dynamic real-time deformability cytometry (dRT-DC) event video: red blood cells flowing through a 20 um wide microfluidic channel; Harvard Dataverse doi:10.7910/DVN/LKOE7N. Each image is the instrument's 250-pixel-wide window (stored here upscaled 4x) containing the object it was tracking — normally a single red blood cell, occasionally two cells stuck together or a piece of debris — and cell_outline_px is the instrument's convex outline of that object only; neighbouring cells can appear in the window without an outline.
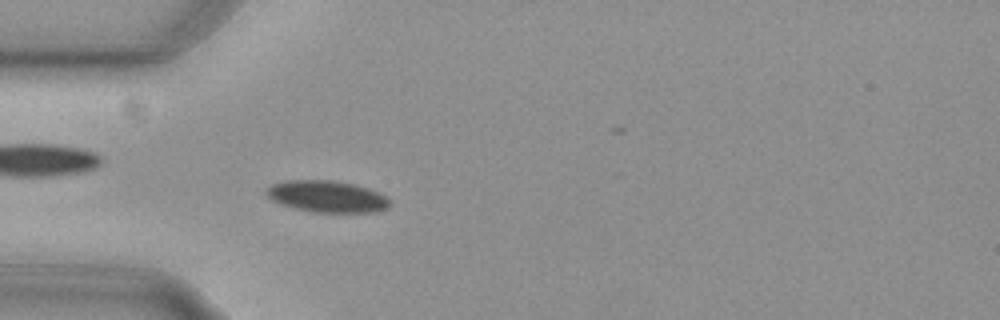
{"species": "common noctule bat (a hibernating species)", "species_latin": "Nyctalus noctula", "temperature_condition": "cold", "stored_images_in_passage": 46, "camera_frame_rate_fps": 3000, "um_per_image_px": 0.085, "animal": {"sex": "female", "body_mass_g": 29.2, "forearm_length_mm": 56.3}, "frame": {"image": 1, "passage_image": 6, "time_ms": 1.667, "image_size_px": [1000, 320], "cell_outline_px": [[392, 204], [388, 208], [376, 212], [312, 212], [280, 204], [272, 200], [264, 192], [272, 184], [284, 180], [336, 180], [368, 188], [392, 200]], "centroid_in_image_um": [27.8, 16.7], "position_along_channel_um": 57.2, "area_um2": 22.83}}
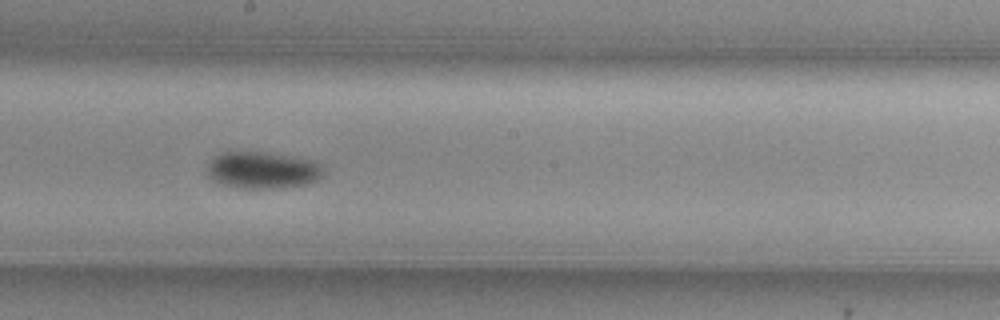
{"frame": {"image": 2, "passage_image": 20, "time_ms": 6.333, "image_size_px": [1000, 320], "cell_outline_px": [[320, 176], [316, 180], [308, 184], [280, 188], [236, 188], [212, 180], [208, 176], [208, 164], [216, 156], [224, 152], [264, 152], [308, 160], [316, 164], [320, 168]], "centroid_in_image_um": [22.24, 14.48], "position_along_channel_um": 226.0, "area_um2": 24.28}}
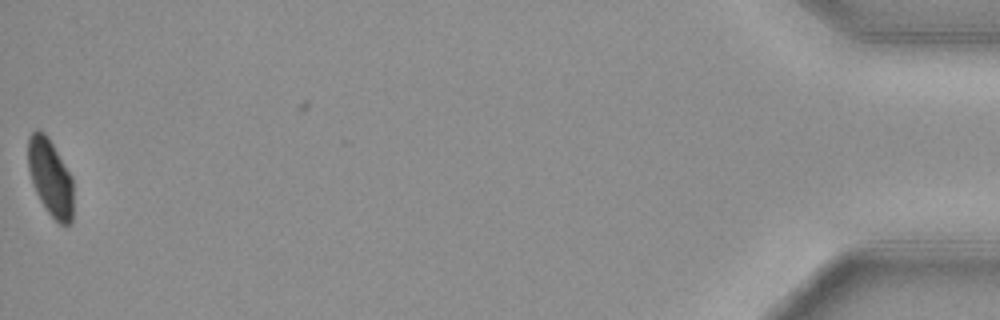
{"frame": {"image": 3, "passage_image": 45, "time_ms": 14.667, "image_size_px": [1000, 320], "cell_outline_px": [[72, 220], [68, 224], [60, 224], [44, 208], [32, 184], [28, 168], [28, 140], [32, 132], [36, 128], [44, 132], [48, 136], [72, 176]], "centroid_in_image_um": [4.26, 15.06], "position_along_channel_um": 430.9, "area_um2": 20.29}}